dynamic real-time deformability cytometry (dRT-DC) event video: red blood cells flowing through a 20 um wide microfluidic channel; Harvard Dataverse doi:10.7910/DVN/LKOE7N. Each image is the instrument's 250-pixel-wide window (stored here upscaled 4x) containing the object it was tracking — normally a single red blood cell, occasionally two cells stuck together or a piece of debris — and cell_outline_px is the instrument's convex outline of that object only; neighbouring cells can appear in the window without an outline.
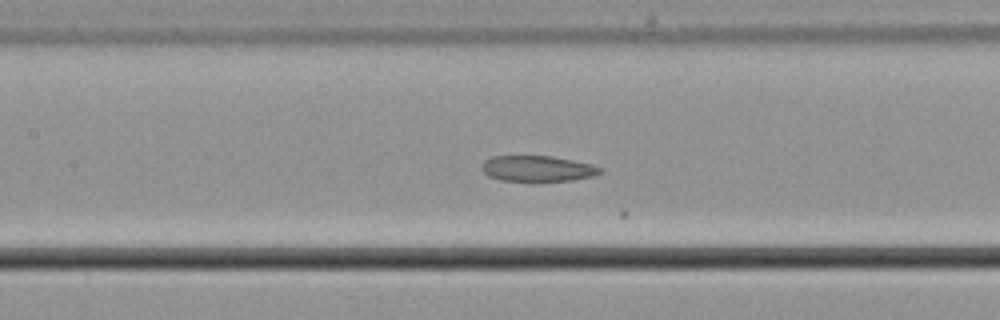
{"species": "common noctule bat (a hibernating species)", "species_latin": "Nyctalus noctula", "temperature_condition": "cold", "stored_images_in_passage": 32, "camera_frame_rate_fps": 3000, "um_per_image_px": 0.085, "animal": {"sex": "male", "body_mass_g": 21.5, "forearm_length_mm": 52.0}, "frame": {"image": 1, "passage_image": 28, "time_ms": 9.0, "image_size_px": [1000, 320], "cell_outline_px": [[604, 172], [592, 176], [572, 180], [500, 180], [488, 176], [480, 168], [484, 160], [492, 156], [552, 156], [592, 164], [604, 168]], "centroid_in_image_um": [45.7, 14.31], "position_along_channel_um": 161.7, "area_um2": 17.69}}
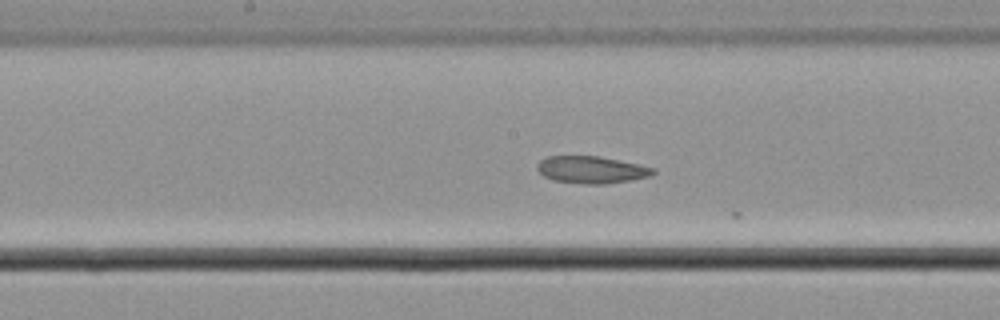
{"frame": {"image": 2, "passage_image": 31, "time_ms": 10.0, "image_size_px": [1000, 320], "cell_outline_px": [[656, 172], [652, 176], [604, 184], [584, 184], [552, 180], [544, 176], [536, 168], [536, 164], [540, 160], [548, 156], [600, 156], [656, 168]], "centroid_in_image_um": [50.27, 14.42], "position_along_channel_um": 197.9, "area_um2": 18.38}}